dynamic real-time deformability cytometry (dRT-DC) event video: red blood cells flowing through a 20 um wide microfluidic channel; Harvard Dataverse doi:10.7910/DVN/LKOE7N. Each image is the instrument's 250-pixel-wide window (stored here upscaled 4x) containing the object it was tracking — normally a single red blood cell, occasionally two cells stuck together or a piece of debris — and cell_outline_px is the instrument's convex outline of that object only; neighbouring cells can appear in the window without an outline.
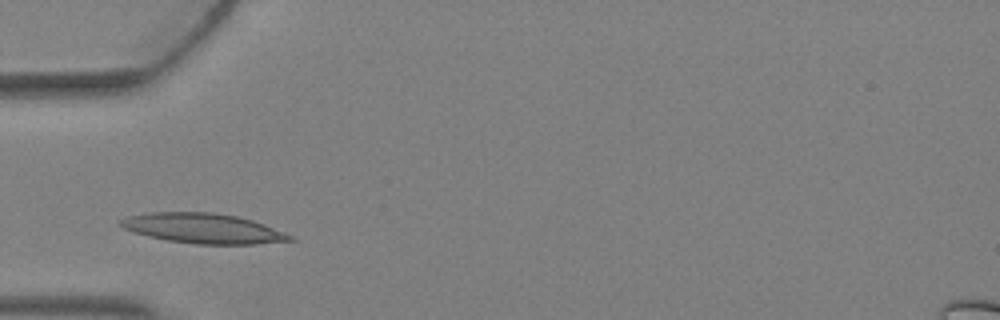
{"species": "Egyptian fruit bat (a non-hibernating species)", "species_latin": "Rousettus aegyptiacus", "temperature_condition": "warm", "stored_images_in_passage": 1, "camera_frame_rate_fps": 3000, "um_per_image_px": 0.085, "animal": {"sex": "female"}, "frame": {"image": 1, "passage_image": 1, "time_ms": 0.0, "image_size_px": [1000, 320], "cell_outline_px": [[296, 240], [256, 244], [196, 244], [168, 240], [148, 236], [124, 228], [120, 224], [120, 220], [128, 216], [148, 212], [212, 212], [236, 216], [252, 220], [264, 224], [284, 232], [292, 236]], "centroid_in_image_um": [17.29, 19.41], "position_along_channel_um": 67.7, "area_um2": 29.36}}